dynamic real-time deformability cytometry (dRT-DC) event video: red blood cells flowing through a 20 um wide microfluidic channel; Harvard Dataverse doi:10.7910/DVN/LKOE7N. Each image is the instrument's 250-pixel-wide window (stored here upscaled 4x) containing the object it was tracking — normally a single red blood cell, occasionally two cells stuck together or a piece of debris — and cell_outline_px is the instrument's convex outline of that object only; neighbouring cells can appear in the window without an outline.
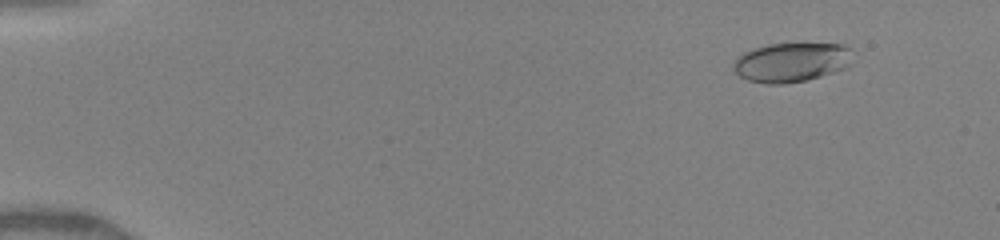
{"species": "human", "species_latin": "Homo sapiens", "temperature_condition": "warm", "stored_images_in_passage": 39, "camera_frame_rate_fps": 3000, "um_per_image_px": 0.085, "donor": {"sex": "female"}, "frame": {"image": 1, "passage_image": 5, "time_ms": 1.667, "image_size_px": [1000, 240], "cell_outline_px": [[856, 52], [852, 64], [848, 68], [808, 80], [784, 84], [764, 84], [748, 80], [740, 76], [732, 68], [732, 64], [736, 56], [752, 48], [768, 44], [844, 44]], "centroid_in_image_um": [67.32, 5.29], "position_along_channel_um": 17.7, "area_um2": 28.09}}
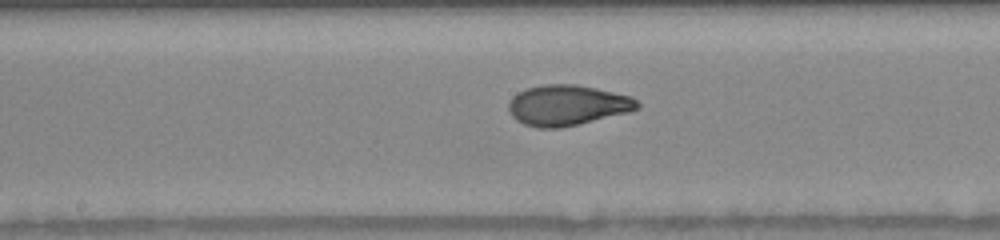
{"frame": {"image": 2, "passage_image": 19, "time_ms": 9.0, "image_size_px": [1000, 240], "cell_outline_px": [[640, 108], [628, 112], [560, 128], [536, 128], [524, 124], [516, 120], [512, 116], [508, 108], [508, 104], [512, 96], [528, 88], [544, 84], [576, 84], [596, 88], [632, 96], [640, 104]], "centroid_in_image_um": [48.22, 8.94], "position_along_channel_um": 200.0, "area_um2": 30.29}}
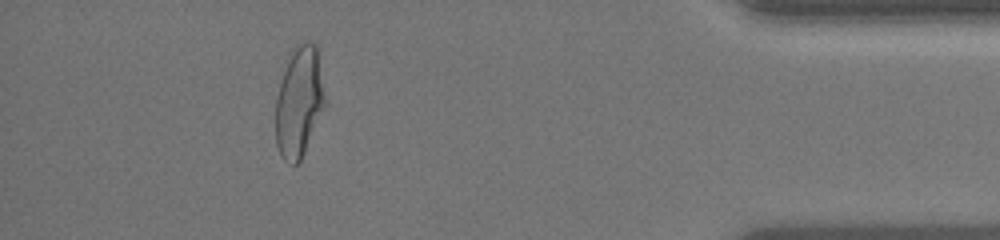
{"frame": {"image": 3, "passage_image": 35, "time_ms": 15.0, "image_size_px": [1000, 240], "cell_outline_px": [[324, 104], [304, 152], [300, 160], [296, 164], [292, 164], [284, 160], [280, 156], [276, 144], [276, 100], [288, 52], [292, 48], [300, 44], [316, 44], [324, 96]], "centroid_in_image_um": [25.37, 8.66], "position_along_channel_um": 409.8, "area_um2": 30.87}, "authors_computed_cell_mechanics": {"area_um2": 29.4202, "velocity_mm_per_s": 4.1856, "shape_relaxation_time_tau1_ms": 3.1638, "shape_relaxation_time_tau2_ms": 0.6101, "deformation_change_tau1": 0.1738, "deformation_change_tau2": 0.0526}}